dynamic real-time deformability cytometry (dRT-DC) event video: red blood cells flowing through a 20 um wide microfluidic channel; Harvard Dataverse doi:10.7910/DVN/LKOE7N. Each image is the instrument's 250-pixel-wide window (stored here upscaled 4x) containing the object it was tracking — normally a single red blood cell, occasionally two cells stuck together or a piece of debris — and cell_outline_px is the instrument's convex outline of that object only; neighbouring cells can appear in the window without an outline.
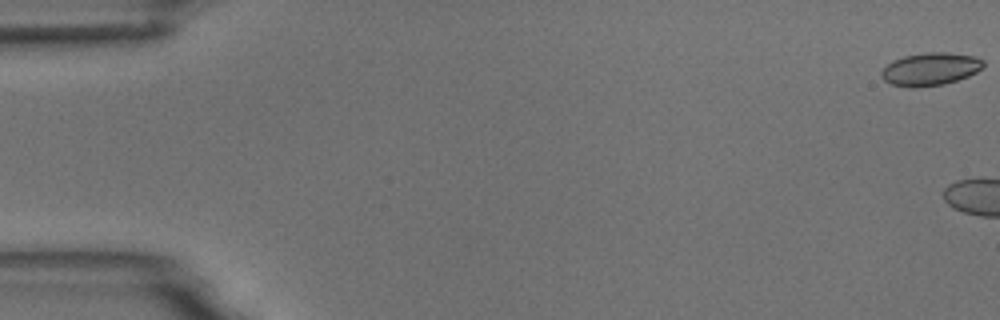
{"species": "common noctule bat (a hibernating species)", "species_latin": "Nyctalus noctula", "temperature_condition": "room temperature", "stored_images_in_passage": 11, "camera_frame_rate_fps": 3000, "um_per_image_px": 0.085, "animal": {"sex": "male", "body_mass_g": 18.8}, "frame": {"image": 1, "passage_image": 1, "time_ms": 0.0, "image_size_px": [1000, 320], "cell_outline_px": [[984, 68], [968, 76], [944, 84], [916, 88], [912, 88], [892, 84], [884, 80], [880, 76], [880, 72], [892, 60], [904, 56], [928, 52], [944, 52], [976, 56], [984, 60]], "centroid_in_image_um": [79.09, 5.87], "position_along_channel_um": 5.9, "area_um2": 19.59}}
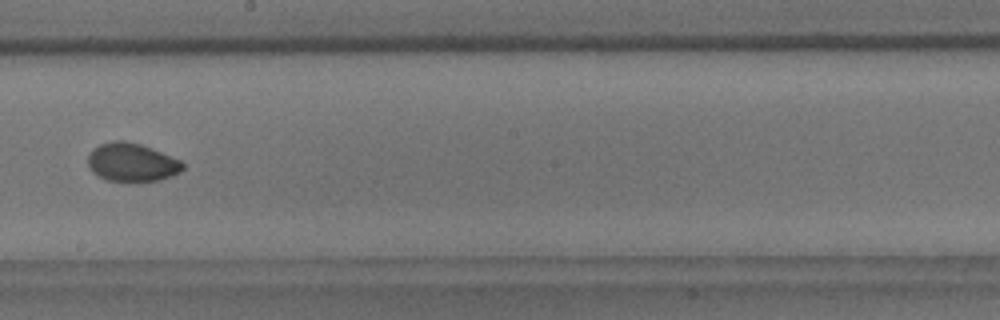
{"frame": {"image": 2, "passage_image": 10, "time_ms": 11.333, "image_size_px": [1000, 320], "cell_outline_px": [[184, 168], [180, 172], [172, 176], [160, 180], [136, 184], [108, 180], [92, 172], [88, 164], [88, 156], [100, 144], [112, 140], [124, 140], [140, 144], [180, 160], [184, 164]], "centroid_in_image_um": [11.23, 13.84], "position_along_channel_um": 237.0, "area_um2": 21.5}}
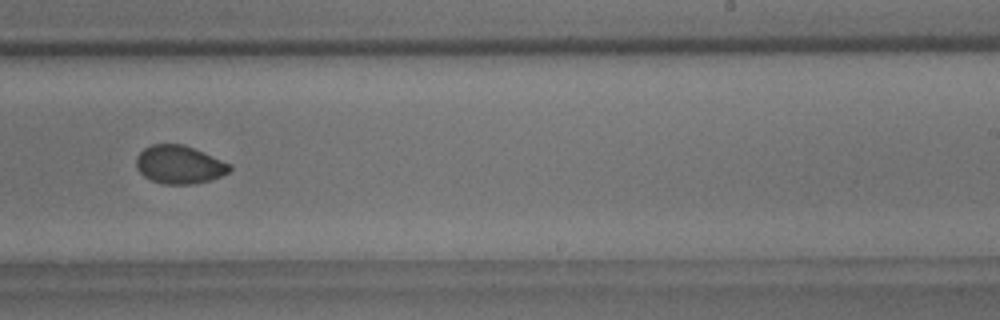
{"frame": {"image": 3, "passage_image": 11, "time_ms": 12.333, "image_size_px": [1000, 320], "cell_outline_px": [[232, 168], [228, 172], [212, 180], [192, 184], [164, 184], [152, 180], [144, 176], [136, 168], [136, 156], [144, 148], [152, 144], [184, 144], [232, 164]], "centroid_in_image_um": [15.24, 13.99], "position_along_channel_um": 273.8, "area_um2": 20.87}}